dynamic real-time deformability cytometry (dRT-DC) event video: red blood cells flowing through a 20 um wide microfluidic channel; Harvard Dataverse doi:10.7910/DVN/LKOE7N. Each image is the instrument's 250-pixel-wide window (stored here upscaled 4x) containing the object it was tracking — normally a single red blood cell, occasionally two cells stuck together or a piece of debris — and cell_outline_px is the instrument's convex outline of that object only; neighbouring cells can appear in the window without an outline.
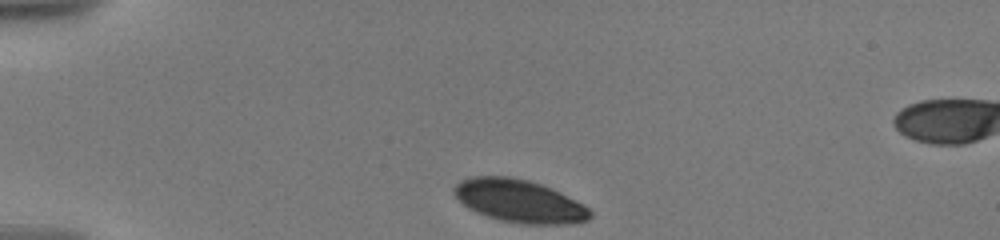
{"species": "human", "species_latin": "Homo sapiens", "temperature_condition": "warm", "stored_images_in_passage": 21, "camera_frame_rate_fps": 3000, "um_per_image_px": 0.085, "donor": {"sex": "male"}, "frame": {"image": 1, "passage_image": 1, "time_ms": 0.0, "image_size_px": [1000, 240], "cell_outline_px": [[592, 216], [588, 220], [576, 224], [520, 224], [500, 220], [476, 212], [468, 208], [452, 192], [452, 188], [460, 180], [472, 176], [508, 176], [528, 180], [552, 188], [584, 204], [592, 212]], "centroid_in_image_um": [44.16, 17.09], "position_along_channel_um": 40.8, "area_um2": 34.16}}
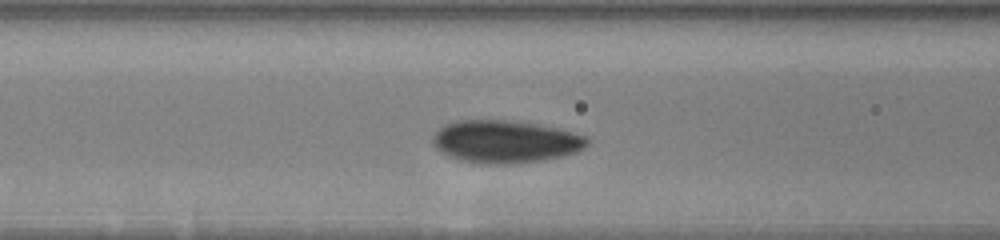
{"frame": {"image": 2, "passage_image": 16, "time_ms": 3.667, "image_size_px": [1000, 240], "cell_outline_px": [[588, 144], [584, 148], [576, 152], [560, 156], [540, 160], [508, 164], [480, 164], [460, 160], [448, 156], [436, 148], [432, 144], [432, 140], [436, 132], [444, 124], [456, 120], [508, 120], [536, 124], [556, 128], [588, 136]], "centroid_in_image_um": [42.92, 12.03], "position_along_channel_um": 123.7, "area_um2": 38.26}}
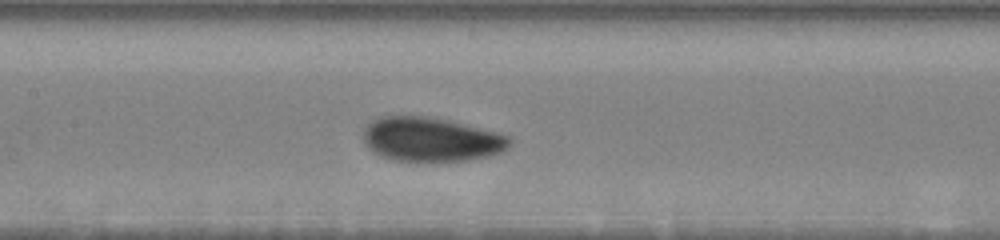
{"frame": {"image": 3, "passage_image": 19, "time_ms": 5.0, "image_size_px": [1000, 240], "cell_outline_px": [[512, 140], [508, 148], [500, 152], [488, 156], [468, 160], [420, 164], [388, 160], [372, 152], [364, 144], [364, 128], [372, 120], [380, 116], [428, 116], [448, 120], [508, 136]], "centroid_in_image_um": [36.57, 11.9], "position_along_channel_um": 170.8, "area_um2": 38.49}}